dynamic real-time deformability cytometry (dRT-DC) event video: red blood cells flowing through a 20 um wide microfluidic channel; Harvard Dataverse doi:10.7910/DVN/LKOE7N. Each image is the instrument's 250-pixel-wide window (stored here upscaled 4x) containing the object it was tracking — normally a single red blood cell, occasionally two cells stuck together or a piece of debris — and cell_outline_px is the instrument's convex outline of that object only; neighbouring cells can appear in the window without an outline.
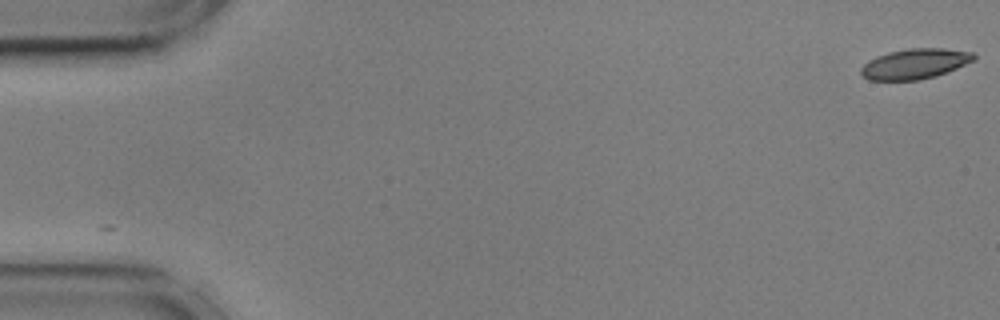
{"species": "common noctule bat (a hibernating species)", "species_latin": "Nyctalus noctula", "temperature_condition": "cold", "stored_images_in_passage": 56, "camera_frame_rate_fps": 3000, "um_per_image_px": 0.085, "animal": {"sex": "male", "body_mass_g": 17.9, "forearm_length_mm": 54.2}, "frame": {"image": 1, "passage_image": 1, "time_ms": 0.0, "image_size_px": [1000, 320], "cell_outline_px": [[976, 60], [936, 76], [920, 80], [868, 80], [860, 72], [860, 68], [868, 60], [876, 56], [888, 52], [908, 48], [944, 48], [972, 52], [976, 56]], "centroid_in_image_um": [77.77, 5.42], "position_along_channel_um": 7.2, "area_um2": 20.0}}
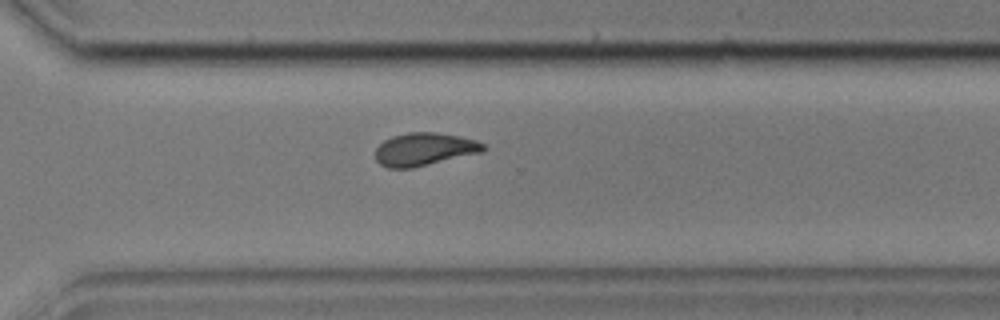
{"frame": {"image": 2, "passage_image": 40, "time_ms": 13.0, "image_size_px": [1000, 320], "cell_outline_px": [[488, 148], [484, 152], [412, 168], [388, 168], [380, 164], [376, 160], [376, 148], [384, 140], [392, 136], [408, 132], [436, 132], [460, 136], [476, 140], [484, 144]], "centroid_in_image_um": [36.1, 12.68], "position_along_channel_um": 334.5, "area_um2": 20.87}}
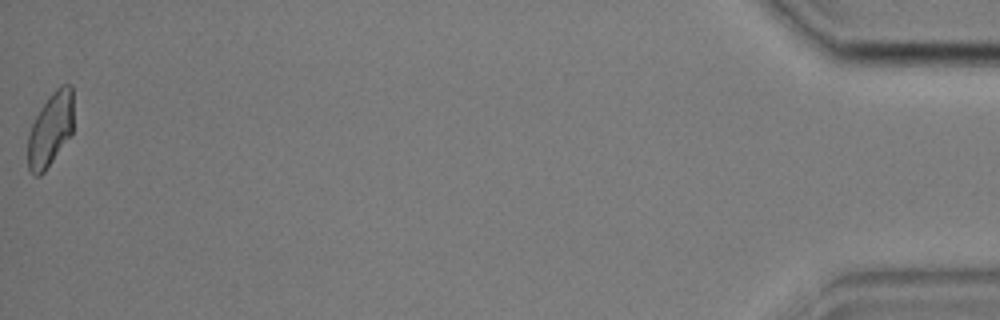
{"frame": {"image": 3, "passage_image": 56, "time_ms": 18.333, "image_size_px": [1000, 320], "cell_outline_px": [[72, 132], [44, 172], [40, 176], [36, 176], [28, 168], [28, 132], [40, 108], [48, 96], [60, 84], [72, 84]], "centroid_in_image_um": [4.27, 10.97], "position_along_channel_um": 430.9, "area_um2": 19.42}, "authors_computed_cell_mechanics": {"area_um2": 20.7502, "velocity_mm_per_s": 3.5891, "shape_relaxation_time_tau1_ms": null, "shape_relaxation_time_tau2_ms": 3.2744, "deformation_change_tau1": null, "deformation_change_tau2": 0.0825}}